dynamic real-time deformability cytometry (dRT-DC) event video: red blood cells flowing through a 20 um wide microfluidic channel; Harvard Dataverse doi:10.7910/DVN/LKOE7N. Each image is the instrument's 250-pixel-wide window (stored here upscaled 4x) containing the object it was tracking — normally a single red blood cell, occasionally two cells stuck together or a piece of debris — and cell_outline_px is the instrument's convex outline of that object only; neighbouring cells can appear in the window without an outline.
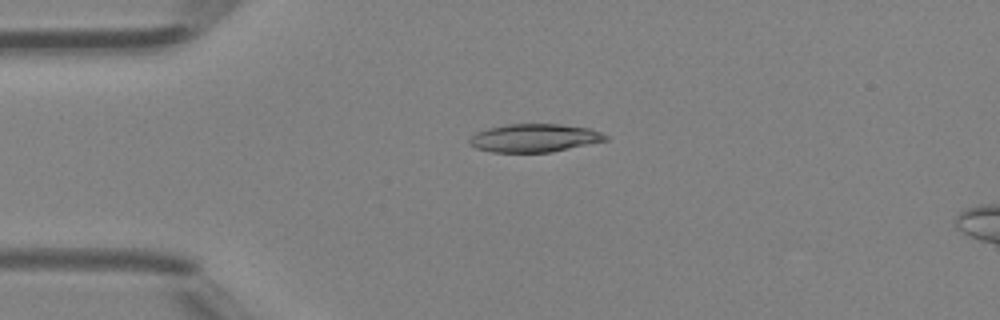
{"species": "Egyptian fruit bat (a non-hibernating species)", "species_latin": "Rousettus aegyptiacus", "temperature_condition": "room temperature", "stored_images_in_passage": 37, "camera_frame_rate_fps": 3000, "um_per_image_px": 0.085, "animal": {"sex": "female"}, "frame": {"image": 1, "passage_image": 1, "time_ms": 0.0, "image_size_px": [1000, 320], "cell_outline_px": [[608, 140], [552, 152], [492, 152], [476, 148], [468, 144], [468, 140], [476, 132], [488, 128], [508, 124], [560, 124], [588, 128], [600, 132], [608, 136]], "centroid_in_image_um": [45.41, 11.73], "position_along_channel_um": 39.6, "area_um2": 22.31}}
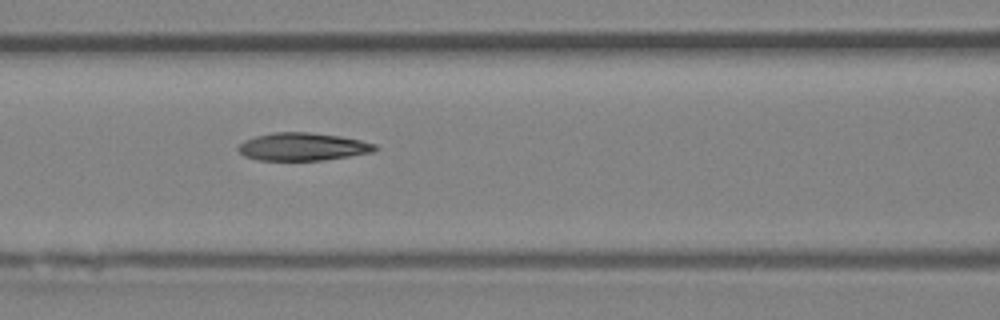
{"frame": {"image": 2, "passage_image": 10, "time_ms": 3.0, "image_size_px": [1000, 320], "cell_outline_px": [[380, 148], [372, 152], [348, 156], [320, 160], [256, 160], [244, 156], [236, 148], [244, 140], [256, 136], [272, 132], [308, 132], [340, 136], [360, 140], [376, 144]], "centroid_in_image_um": [25.71, 12.46], "position_along_channel_um": 140.9, "area_um2": 22.14}}
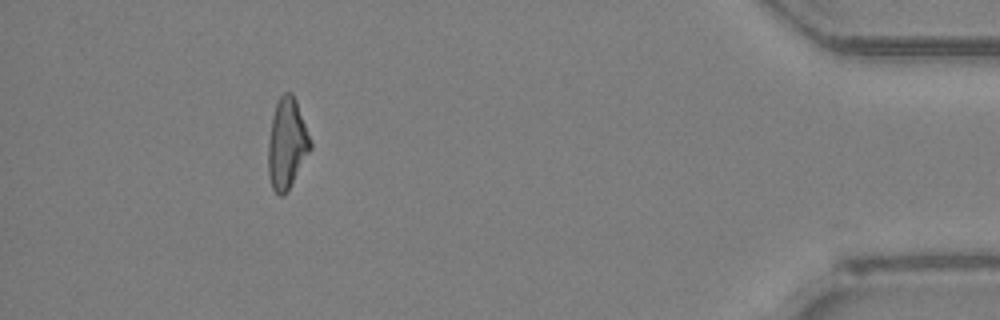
{"frame": {"image": 3, "passage_image": 33, "time_ms": 10.667, "image_size_px": [1000, 320], "cell_outline_px": [[312, 148], [288, 188], [280, 196], [272, 188], [268, 176], [268, 144], [272, 116], [276, 104], [280, 96], [284, 92], [292, 92], [296, 100], [312, 140]], "centroid_in_image_um": [24.39, 12.16], "position_along_channel_um": 410.8, "area_um2": 22.08}, "authors_computed_cell_mechanics": {"area_um2": 22.4842, "velocity_mm_per_s": 4.327, "shape_relaxation_time_tau1_ms": 5.9655, "shape_relaxation_time_tau2_ms": 4.7336, "deformation_change_tau1": 0.169, "deformation_change_tau2": 0.1227}}